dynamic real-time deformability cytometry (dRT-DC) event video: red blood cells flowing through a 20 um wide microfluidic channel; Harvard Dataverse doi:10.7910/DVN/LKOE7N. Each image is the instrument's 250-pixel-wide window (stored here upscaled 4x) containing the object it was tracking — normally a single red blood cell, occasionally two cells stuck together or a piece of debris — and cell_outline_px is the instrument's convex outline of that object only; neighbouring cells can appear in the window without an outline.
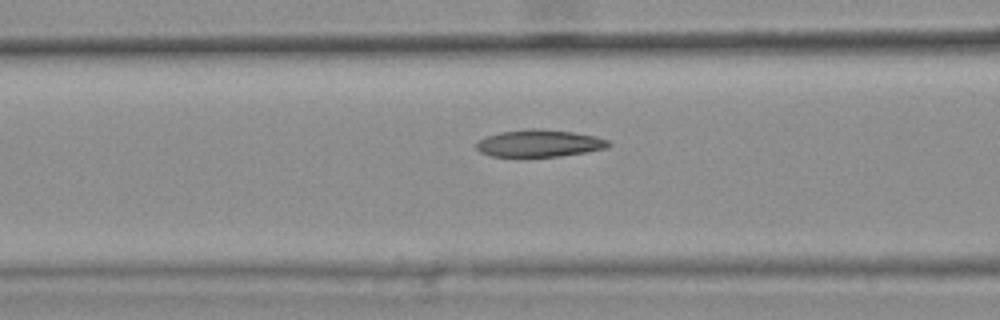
{"species": "common noctule bat (a hibernating species)", "species_latin": "Nyctalus noctula", "temperature_condition": "warm", "stored_images_in_passage": 48, "camera_frame_rate_fps": 3000, "um_per_image_px": 0.085, "animal": {"sex": "female", "body_mass_g": 25.1}, "frame": {"image": 1, "passage_image": 21, "time_ms": 6.667, "image_size_px": [1000, 320], "cell_outline_px": [[612, 144], [604, 148], [584, 152], [560, 156], [492, 156], [480, 152], [476, 148], [476, 144], [480, 140], [488, 136], [500, 132], [528, 128], [536, 128], [572, 132], [596, 136], [608, 140]], "centroid_in_image_um": [45.84, 12.17], "position_along_channel_um": 120.8, "area_um2": 20.63}, "authors_computed_cell_mechanics": {"area_um2": 21.2126, "velocity_mm_per_s": 3.8019, "shape_relaxation_time_tau1_ms": null, "shape_relaxation_time_tau2_ms": 2.8623, "deformation_change_tau1": null, "deformation_change_tau2": 0.0964}}